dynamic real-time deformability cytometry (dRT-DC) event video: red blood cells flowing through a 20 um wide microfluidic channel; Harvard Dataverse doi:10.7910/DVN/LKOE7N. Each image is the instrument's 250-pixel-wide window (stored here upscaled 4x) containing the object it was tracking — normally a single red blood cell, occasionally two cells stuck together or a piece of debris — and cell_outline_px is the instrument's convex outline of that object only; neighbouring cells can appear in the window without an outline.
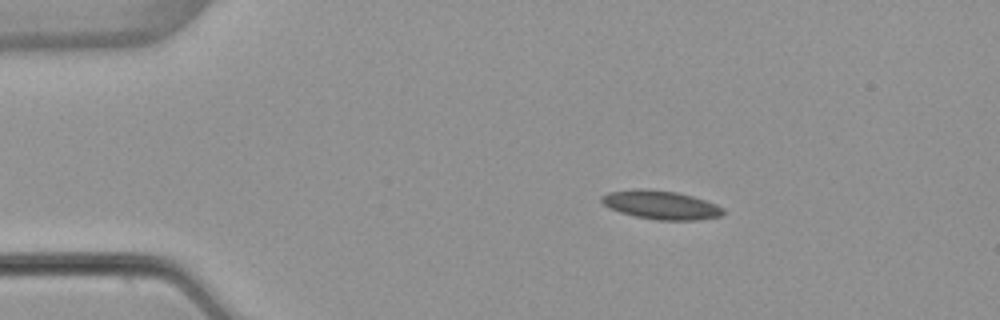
{"species": "common noctule bat (a hibernating species)", "species_latin": "Nyctalus noctula", "temperature_condition": "warm", "stored_images_in_passage": 46, "camera_frame_rate_fps": 3000, "um_per_image_px": 0.085, "animal": {"sex": "female", "body_mass_g": 22.7, "forearm_length_mm": 54.2}, "frame": {"image": 1, "passage_image": 1, "time_ms": 0.0, "image_size_px": [1000, 320], "cell_outline_px": [[724, 212], [720, 216], [700, 220], [656, 220], [636, 216], [620, 212], [608, 208], [600, 200], [600, 196], [608, 192], [644, 188], [676, 192], [692, 196], [716, 204], [724, 208]], "centroid_in_image_um": [56.16, 17.42], "position_along_channel_um": 28.8, "area_um2": 20.29}}
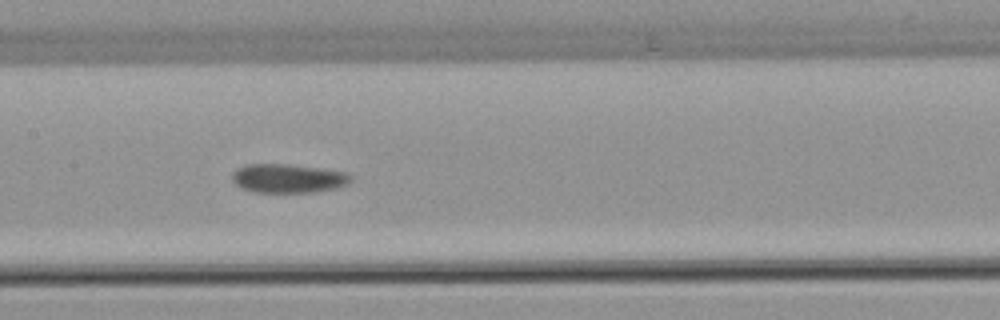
{"frame": {"image": 2, "passage_image": 18, "time_ms": 5.667, "image_size_px": [1000, 320], "cell_outline_px": [[352, 180], [348, 184], [336, 188], [316, 192], [256, 192], [244, 188], [236, 184], [232, 180], [232, 172], [236, 168], [244, 164], [288, 164], [348, 172], [352, 176]], "centroid_in_image_um": [24.51, 15.15], "position_along_channel_um": 182.9, "area_um2": 20.06}}
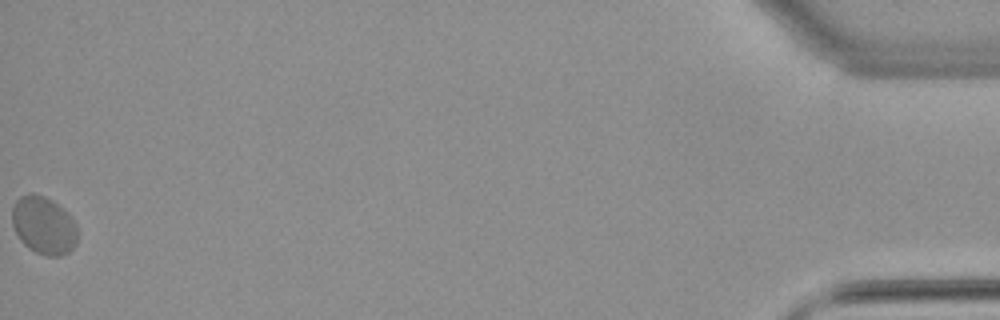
{"frame": {"image": 3, "passage_image": 46, "time_ms": 15.0, "image_size_px": [1000, 320], "cell_outline_px": [[76, 244], [68, 252], [60, 256], [44, 256], [28, 248], [20, 240], [12, 224], [12, 208], [16, 200], [20, 196], [28, 192], [32, 192], [44, 196], [52, 200], [68, 212], [72, 216], [76, 224]], "centroid_in_image_um": [3.7, 19.14], "position_along_channel_um": 431.5, "area_um2": 22.25}, "authors_computed_cell_mechanics": {"area_um2": 20.2878, "velocity_mm_per_s": 3.7591, "shape_relaxation_time_tau1_ms": null, "shape_relaxation_time_tau2_ms": 3.2642, "deformation_change_tau1": null, "deformation_change_tau2": 0.0581}}